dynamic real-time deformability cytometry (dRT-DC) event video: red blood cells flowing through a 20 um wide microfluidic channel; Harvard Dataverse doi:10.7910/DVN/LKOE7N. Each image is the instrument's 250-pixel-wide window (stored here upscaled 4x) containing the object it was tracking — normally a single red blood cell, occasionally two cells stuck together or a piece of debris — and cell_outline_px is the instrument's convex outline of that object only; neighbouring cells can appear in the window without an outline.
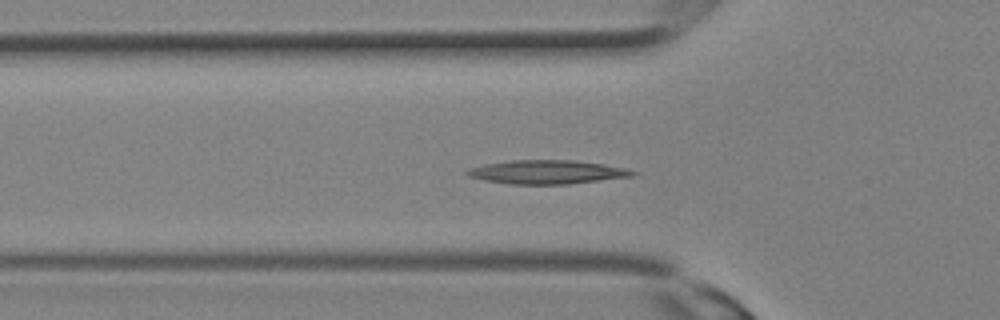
{"species": "Egyptian fruit bat (a non-hibernating species)", "species_latin": "Rousettus aegyptiacus", "temperature_condition": "room temperature", "stored_images_in_passage": 31, "camera_frame_rate_fps": 3000, "um_per_image_px": 0.085, "animal": {"sex": "female"}, "frame": {"image": 1, "passage_image": 10, "time_ms": 3.0, "image_size_px": [1000, 320], "cell_outline_px": [[640, 172], [636, 176], [568, 184], [508, 184], [484, 180], [468, 176], [464, 172], [472, 168], [484, 164], [512, 160], [572, 160], [628, 168]], "centroid_in_image_um": [46.55, 14.63], "position_along_channel_um": 79.2, "area_um2": 22.95}}
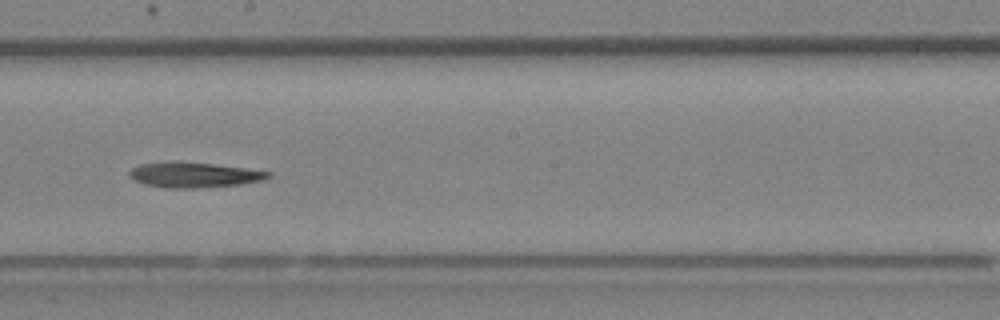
{"frame": {"image": 2, "passage_image": 17, "time_ms": 5.333, "image_size_px": [1000, 320], "cell_outline_px": [[272, 176], [260, 180], [240, 184], [192, 188], [168, 188], [144, 184], [132, 180], [128, 176], [128, 172], [132, 168], [140, 164], [168, 160], [180, 160], [244, 168], [272, 172]], "centroid_in_image_um": [16.39, 14.84], "position_along_channel_um": 231.8, "area_um2": 20.63}}
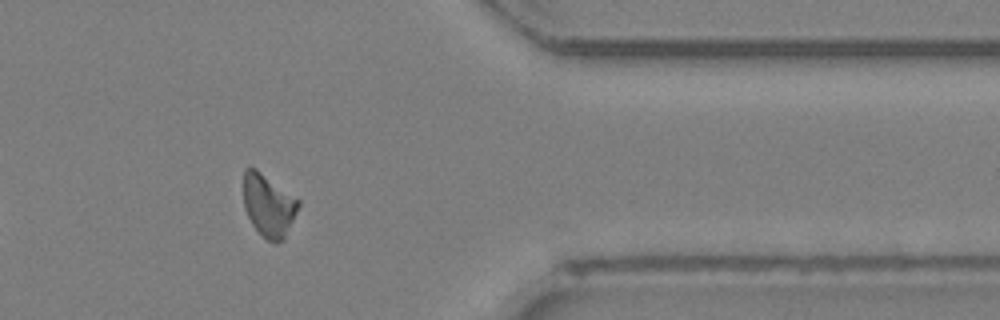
{"frame": {"image": 3, "passage_image": 25, "time_ms": 8.0, "image_size_px": [1000, 320], "cell_outline_px": [[300, 204], [284, 240], [276, 244], [268, 240], [252, 224], [244, 208], [244, 168], [256, 168], [300, 200]], "centroid_in_image_um": [22.84, 17.45], "position_along_channel_um": 388.6, "area_um2": 19.88}}